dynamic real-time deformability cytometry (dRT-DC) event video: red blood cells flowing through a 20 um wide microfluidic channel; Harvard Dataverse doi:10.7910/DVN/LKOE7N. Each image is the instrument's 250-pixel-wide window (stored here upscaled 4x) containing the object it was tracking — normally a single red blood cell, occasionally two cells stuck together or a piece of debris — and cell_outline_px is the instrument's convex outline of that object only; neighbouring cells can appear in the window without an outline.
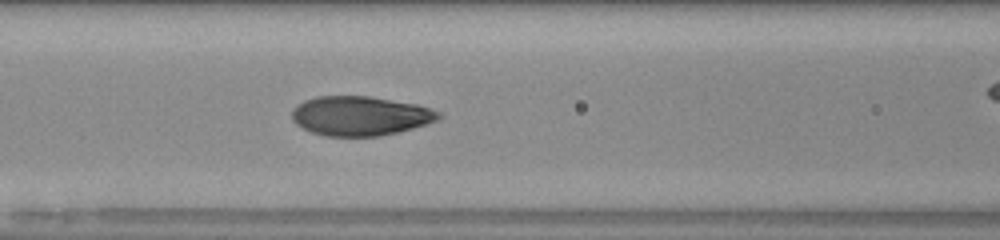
{"species": "human", "species_latin": "Homo sapiens", "temperature_condition": "room temperature", "stored_images_in_passage": 29, "camera_frame_rate_fps": 3000, "um_per_image_px": 0.085, "donor": {"sex": "male"}, "frame": {"image": 1, "passage_image": 9, "time_ms": 2.667, "image_size_px": [1000, 240], "cell_outline_px": [[444, 116], [440, 120], [428, 124], [380, 136], [328, 136], [312, 132], [296, 124], [292, 120], [292, 112], [304, 100], [316, 96], [368, 96], [416, 104], [432, 108], [440, 112]], "centroid_in_image_um": [30.67, 9.85], "position_along_channel_um": 135.9, "area_um2": 33.64}}